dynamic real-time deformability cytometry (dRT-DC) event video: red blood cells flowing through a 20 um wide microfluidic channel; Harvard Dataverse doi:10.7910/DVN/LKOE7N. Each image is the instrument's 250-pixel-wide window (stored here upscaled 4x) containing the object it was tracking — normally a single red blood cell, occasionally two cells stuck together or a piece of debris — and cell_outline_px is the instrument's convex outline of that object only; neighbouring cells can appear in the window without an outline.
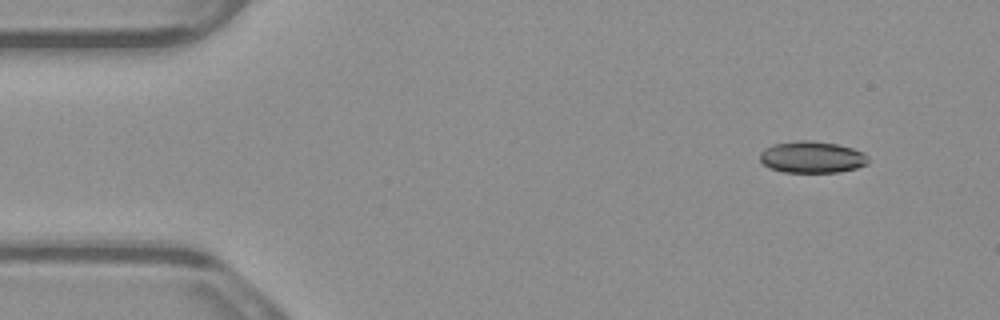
{"species": "common noctule bat (a hibernating species)", "species_latin": "Nyctalus noctula", "temperature_condition": "warm", "stored_images_in_passage": 4, "camera_frame_rate_fps": 3000, "um_per_image_px": 0.085, "animal": {"sex": "male", "body_mass_g": 23.1, "forearm_length_mm": 52.7}, "frame": {"image": 1, "passage_image": 2, "time_ms": 0.333, "image_size_px": [1000, 320], "cell_outline_px": [[868, 164], [856, 168], [840, 172], [784, 172], [768, 168], [760, 160], [760, 152], [764, 148], [772, 144], [796, 140], [808, 140], [836, 144], [852, 148], [864, 152], [868, 156]], "centroid_in_image_um": [69.0, 13.35], "position_along_channel_um": 16.0, "area_um2": 20.17}}
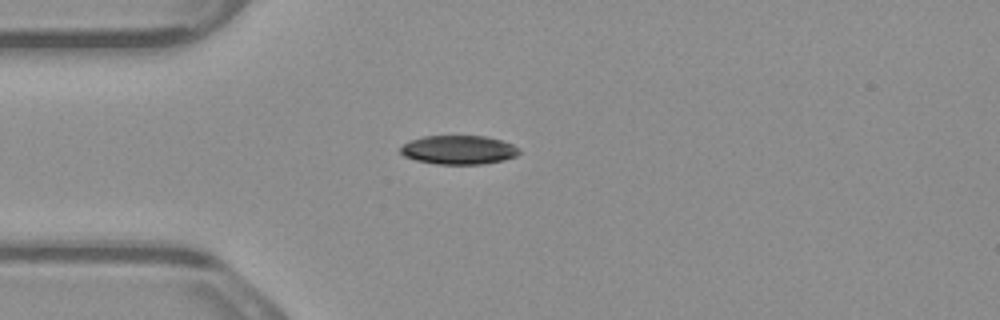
{"frame": {"image": 2, "passage_image": 4, "time_ms": 1.0, "image_size_px": [1000, 320], "cell_outline_px": [[520, 152], [516, 156], [504, 160], [480, 164], [436, 164], [416, 160], [404, 156], [400, 152], [400, 148], [404, 144], [412, 140], [424, 136], [484, 136], [500, 140], [512, 144], [520, 148]], "centroid_in_image_um": [39.0, 12.74], "position_along_channel_um": 46.0, "area_um2": 19.88}}